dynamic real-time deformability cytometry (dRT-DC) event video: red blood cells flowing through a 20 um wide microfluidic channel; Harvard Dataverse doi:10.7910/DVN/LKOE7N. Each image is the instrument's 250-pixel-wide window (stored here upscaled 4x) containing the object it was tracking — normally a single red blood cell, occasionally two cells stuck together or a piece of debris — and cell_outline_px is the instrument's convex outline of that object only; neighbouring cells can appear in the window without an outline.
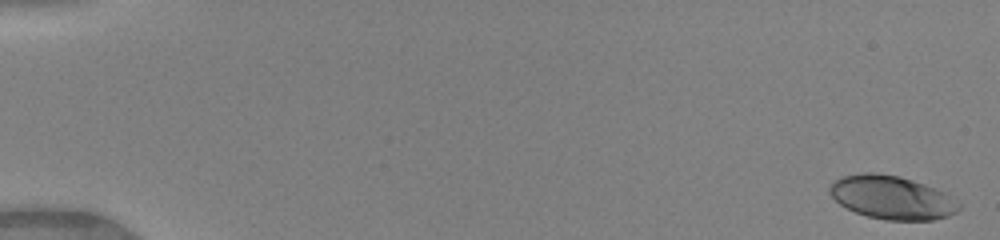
{"species": "human", "species_latin": "Homo sapiens", "temperature_condition": "warm", "stored_images_in_passage": 50, "camera_frame_rate_fps": 3000, "um_per_image_px": 0.085, "donor": {"sex": "female"}, "frame": {"image": 1, "passage_image": 1, "time_ms": 0.0, "image_size_px": [1000, 240], "cell_outline_px": [[960, 208], [956, 212], [948, 216], [932, 220], [884, 220], [868, 216], [856, 212], [840, 204], [828, 192], [828, 188], [836, 180], [844, 176], [864, 172], [876, 172], [900, 176], [924, 184], [944, 192], [960, 204]], "centroid_in_image_um": [75.81, 16.78], "position_along_channel_um": 9.2, "area_um2": 32.48}}
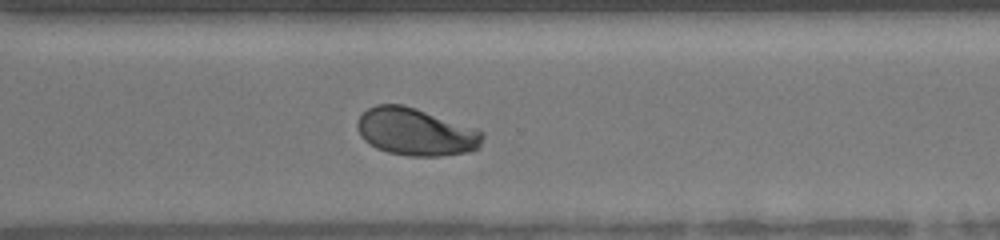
{"frame": {"image": 2, "passage_image": 37, "time_ms": 12.0, "image_size_px": [1000, 240], "cell_outline_px": [[484, 136], [480, 144], [476, 148], [468, 152], [440, 156], [408, 156], [388, 152], [376, 148], [364, 140], [360, 136], [356, 124], [360, 116], [368, 108], [376, 104], [404, 104], [476, 128], [484, 132]], "centroid_in_image_um": [35.33, 11.2], "position_along_channel_um": 335.3, "area_um2": 34.68}}
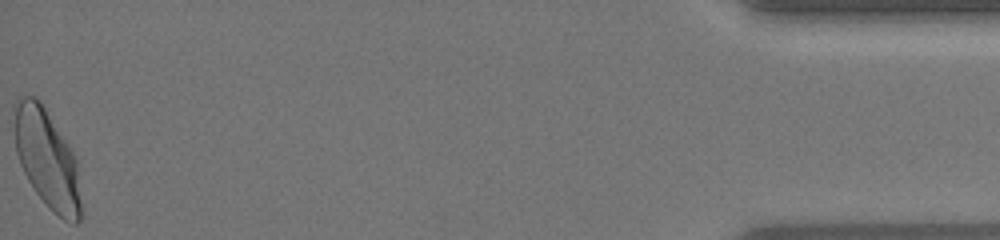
{"frame": {"image": 3, "passage_image": 50, "time_ms": 16.333, "image_size_px": [1000, 240], "cell_outline_px": [[80, 220], [76, 224], [72, 224], [64, 220], [48, 208], [36, 192], [28, 180], [20, 164], [16, 152], [12, 108], [12, 104], [20, 96], [36, 96], [40, 100], [68, 144], [76, 160], [80, 204]], "centroid_in_image_um": [3.94, 13.46], "position_along_channel_um": 431.3, "area_um2": 38.38}, "authors_computed_cell_mechanics": {"area_um2": 34.2176, "velocity_mm_per_s": 4.1208, "shape_relaxation_time_tau1_ms": 2.9779, "shape_relaxation_time_tau2_ms": 0.8552, "deformation_change_tau1": 0.1513, "deformation_change_tau2": 0.0484}}